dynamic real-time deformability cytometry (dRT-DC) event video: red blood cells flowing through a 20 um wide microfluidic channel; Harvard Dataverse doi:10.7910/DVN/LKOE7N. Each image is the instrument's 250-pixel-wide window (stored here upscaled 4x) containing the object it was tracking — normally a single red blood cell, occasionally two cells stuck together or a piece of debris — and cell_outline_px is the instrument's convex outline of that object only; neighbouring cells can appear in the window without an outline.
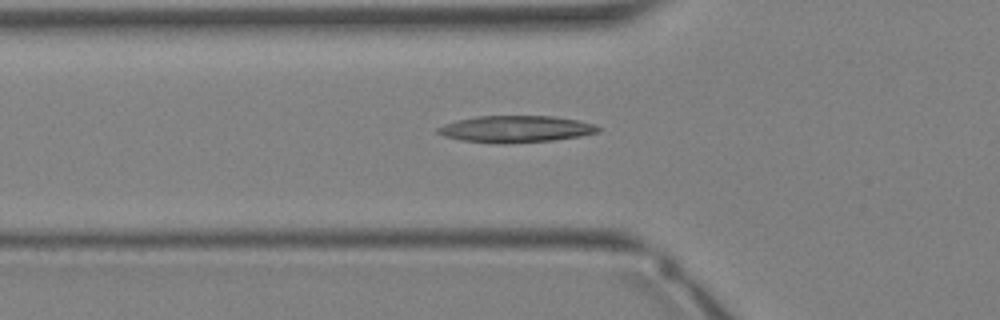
{"species": "Egyptian fruit bat (a non-hibernating species)", "species_latin": "Rousettus aegyptiacus", "temperature_condition": "warm", "stored_images_in_passage": 17, "camera_frame_rate_fps": 3000, "um_per_image_px": 0.085, "animal": {"sex": "female"}, "frame": {"image": 1, "passage_image": 12, "time_ms": 3.667, "image_size_px": [1000, 320], "cell_outline_px": [[600, 132], [580, 136], [552, 140], [460, 140], [444, 136], [436, 132], [436, 128], [444, 124], [456, 120], [476, 116], [552, 116], [576, 120], [596, 124], [600, 128]], "centroid_in_image_um": [43.87, 10.91], "position_along_channel_um": 81.9, "area_um2": 23.7}}
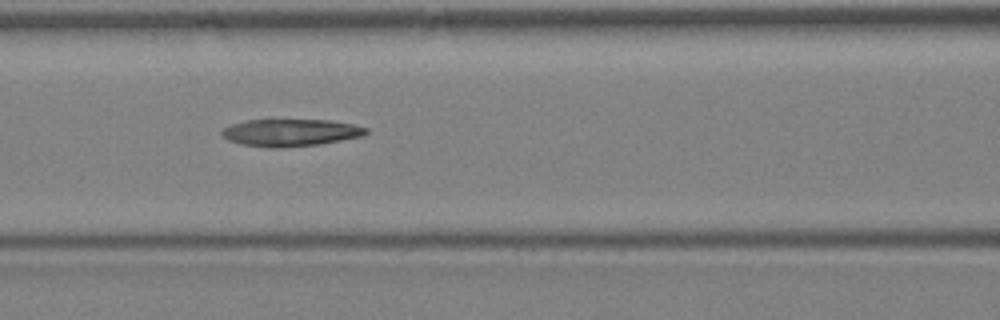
{"frame": {"image": 2, "passage_image": 15, "time_ms": 4.667, "image_size_px": [1000, 320], "cell_outline_px": [[368, 132], [364, 136], [320, 144], [280, 148], [272, 148], [240, 144], [228, 140], [220, 136], [220, 132], [224, 128], [232, 124], [244, 120], [328, 120], [352, 124], [368, 128]], "centroid_in_image_um": [24.67, 11.28], "position_along_channel_um": 141.9, "area_um2": 23.0}}
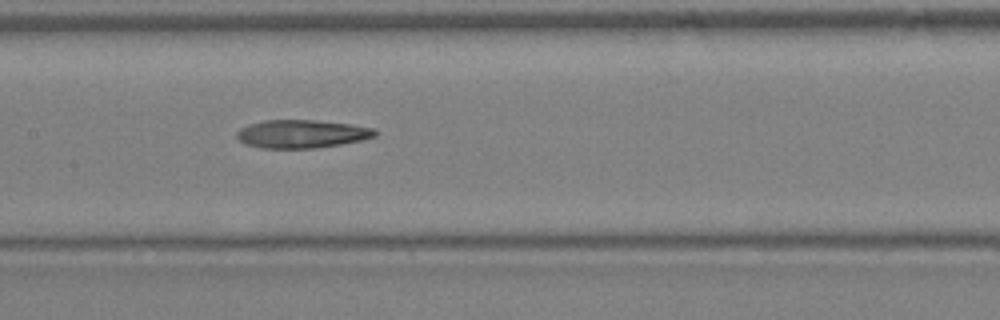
{"frame": {"image": 3, "passage_image": 17, "time_ms": 5.333, "image_size_px": [1000, 320], "cell_outline_px": [[380, 132], [376, 136], [364, 140], [316, 148], [260, 148], [244, 144], [236, 136], [236, 132], [240, 128], [248, 124], [264, 120], [312, 120], [352, 124], [376, 128]], "centroid_in_image_um": [25.68, 11.38], "position_along_channel_um": 181.7, "area_um2": 23.0}}